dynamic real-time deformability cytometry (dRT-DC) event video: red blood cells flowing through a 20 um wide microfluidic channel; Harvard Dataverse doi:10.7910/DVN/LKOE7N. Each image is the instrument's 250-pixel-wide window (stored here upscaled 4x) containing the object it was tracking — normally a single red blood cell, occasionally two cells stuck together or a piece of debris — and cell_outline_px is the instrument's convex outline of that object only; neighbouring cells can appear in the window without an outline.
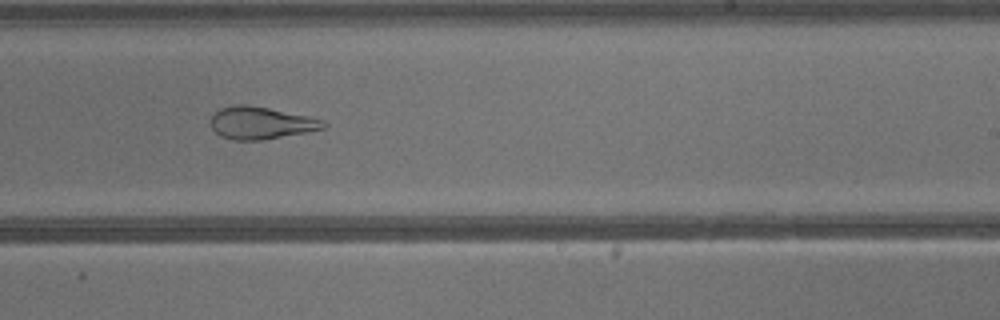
{"species": "common noctule bat (a hibernating species)", "species_latin": "Nyctalus noctula", "temperature_condition": "warm", "stored_images_in_passage": 35, "camera_frame_rate_fps": 3000, "um_per_image_px": 0.085, "animal": {"sex": "male", "body_mass_g": 13.3}, "frame": {"image": 1, "passage_image": 20, "time_ms": 6.333, "image_size_px": [1000, 320], "cell_outline_px": [[328, 124], [324, 128], [264, 140], [232, 140], [220, 136], [212, 128], [208, 120], [220, 108], [236, 104], [248, 104], [308, 116], [324, 120]], "centroid_in_image_um": [22.14, 10.45], "position_along_channel_um": 266.9, "area_um2": 21.27}}
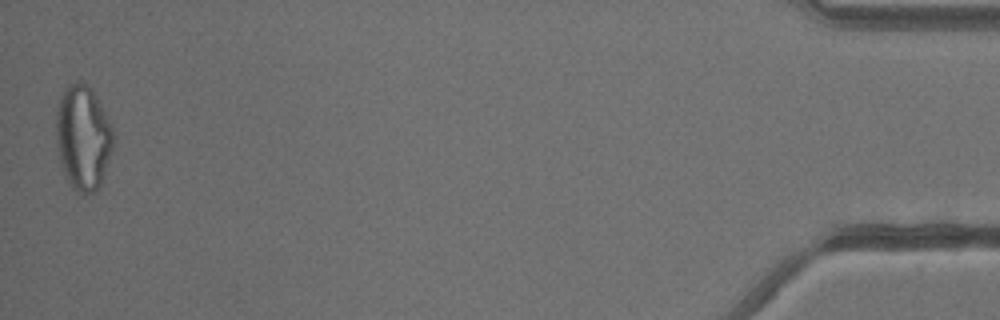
{"frame": {"image": 2, "passage_image": 35, "time_ms": 11.333, "image_size_px": [1000, 320], "cell_outline_px": [[112, 148], [100, 184], [92, 192], [80, 196], [72, 188], [60, 164], [56, 144], [56, 112], [60, 96], [68, 84], [76, 80], [80, 80], [92, 88], [112, 128]], "centroid_in_image_um": [7.01, 11.67], "position_along_channel_um": 428.2, "area_um2": 34.74}}